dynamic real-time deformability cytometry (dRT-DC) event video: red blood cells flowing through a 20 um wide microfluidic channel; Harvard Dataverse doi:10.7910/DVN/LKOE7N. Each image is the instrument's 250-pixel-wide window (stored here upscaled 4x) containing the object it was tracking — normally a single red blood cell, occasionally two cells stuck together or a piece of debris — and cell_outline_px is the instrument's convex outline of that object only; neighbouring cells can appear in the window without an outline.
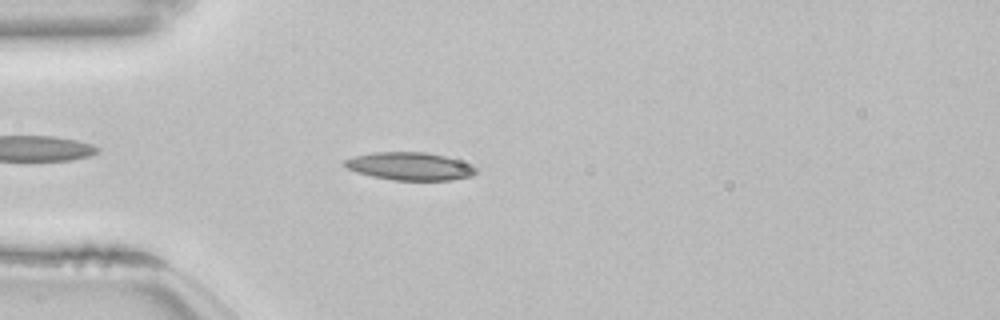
{"species": "common noctule bat (a hibernating species)", "species_latin": "Nyctalus noctula", "temperature_condition": "room temperature", "stored_images_in_passage": 35, "camera_frame_rate_fps": 3000, "um_per_image_px": 0.085, "animal": {"sex": "female", "body_mass_g": 22.7, "forearm_length_mm": 54.2}, "frame": {"image": 1, "passage_image": 3, "time_ms": 0.667, "image_size_px": [1000, 320], "cell_outline_px": [[476, 172], [472, 176], [452, 180], [392, 180], [372, 176], [356, 172], [348, 168], [344, 164], [344, 160], [352, 156], [372, 152], [424, 152], [444, 156], [456, 160], [476, 168]], "centroid_in_image_um": [34.78, 14.13], "position_along_channel_um": 50.2, "area_um2": 21.1}}
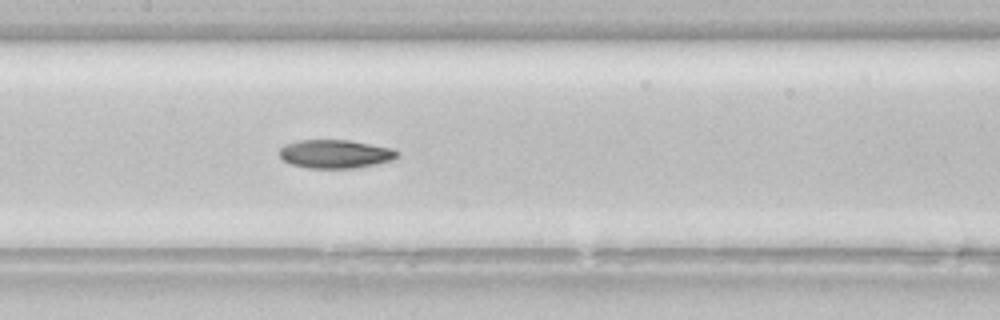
{"frame": {"image": 2, "passage_image": 14, "time_ms": 4.333, "image_size_px": [1000, 320], "cell_outline_px": [[400, 156], [396, 160], [356, 168], [308, 168], [292, 164], [284, 160], [280, 156], [280, 148], [288, 144], [300, 140], [348, 140], [392, 148], [400, 152]], "centroid_in_image_um": [28.58, 13.09], "position_along_channel_um": 178.8, "area_um2": 19.59}}
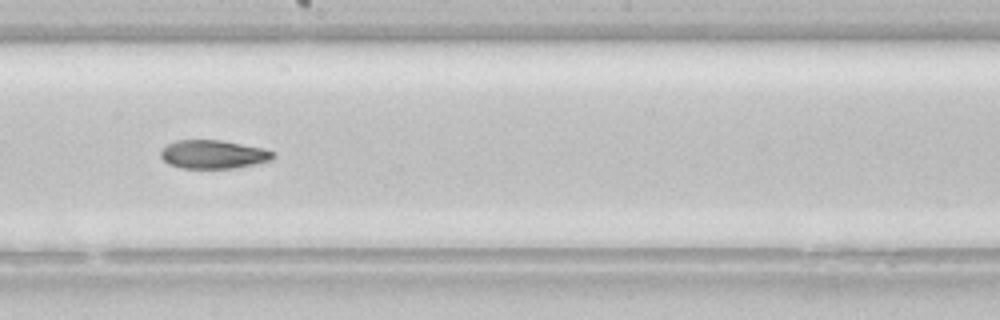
{"frame": {"image": 3, "passage_image": 18, "time_ms": 5.667, "image_size_px": [1000, 320], "cell_outline_px": [[276, 156], [272, 160], [256, 164], [236, 168], [180, 168], [168, 164], [160, 156], [160, 152], [168, 144], [176, 140], [220, 140], [264, 148], [272, 152]], "centroid_in_image_um": [18.14, 13.13], "position_along_channel_um": 230.1, "area_um2": 18.73}, "authors_computed_cell_mechanics": {"area_um2": 19.2474, "velocity_mm_per_s": 3.8473, "shape_relaxation_time_tau1_ms": null, "shape_relaxation_time_tau2_ms": 8.5425, "deformation_change_tau1": null, "deformation_change_tau2": 0.1707}}